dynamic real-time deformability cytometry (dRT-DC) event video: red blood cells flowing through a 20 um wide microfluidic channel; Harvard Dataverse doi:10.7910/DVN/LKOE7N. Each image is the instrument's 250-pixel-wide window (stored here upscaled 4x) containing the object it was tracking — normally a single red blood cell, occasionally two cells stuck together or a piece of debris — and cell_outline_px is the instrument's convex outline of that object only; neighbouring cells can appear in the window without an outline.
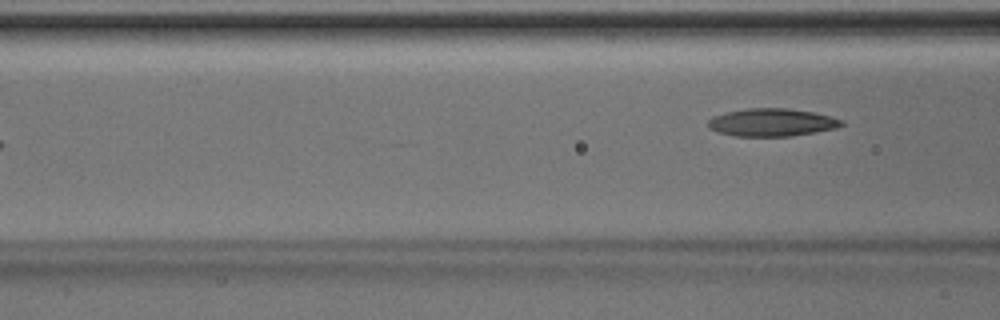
{"species": "Egyptian fruit bat (a non-hibernating species)", "species_latin": "Rousettus aegyptiacus", "temperature_condition": "room temperature", "stored_images_in_passage": 5, "camera_frame_rate_fps": 3000, "um_per_image_px": 0.085, "animal": {"sex": "male"}, "frame": {"image": 1, "passage_image": 5, "time_ms": 1.333, "image_size_px": [1000, 320], "cell_outline_px": [[844, 124], [836, 128], [792, 136], [732, 136], [716, 132], [708, 128], [708, 120], [712, 116], [724, 112], [748, 108], [788, 108], [812, 112], [832, 116], [844, 120]], "centroid_in_image_um": [65.57, 10.4], "position_along_channel_um": 101.0, "area_um2": 21.85}}